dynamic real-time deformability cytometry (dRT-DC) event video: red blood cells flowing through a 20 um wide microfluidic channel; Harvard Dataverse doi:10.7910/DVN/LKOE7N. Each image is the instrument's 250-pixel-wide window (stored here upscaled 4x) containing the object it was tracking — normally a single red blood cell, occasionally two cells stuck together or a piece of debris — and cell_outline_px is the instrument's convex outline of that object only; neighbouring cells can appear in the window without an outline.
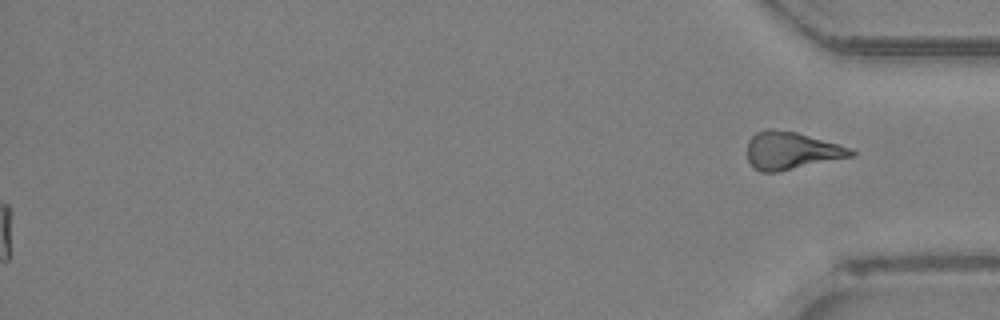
{"species": "Egyptian fruit bat (a non-hibernating species)", "species_latin": "Rousettus aegyptiacus", "temperature_condition": "room temperature", "stored_images_in_passage": 41, "segment_of_instrument_passage": [2, 2], "camera_frame_rate_fps": 3000, "um_per_image_px": 0.085, "animal": {"sex": "female"}, "frame": {"image": 1, "passage_image": 41, "time_ms": 13.333, "image_size_px": [1000, 320], "cell_outline_px": [[856, 156], [776, 172], [760, 172], [752, 168], [748, 160], [748, 140], [756, 132], [768, 128], [772, 128], [796, 132], [836, 144], [848, 148], [856, 152]], "centroid_in_image_um": [67.23, 12.81], "position_along_channel_um": 368.0, "area_um2": 22.66}}